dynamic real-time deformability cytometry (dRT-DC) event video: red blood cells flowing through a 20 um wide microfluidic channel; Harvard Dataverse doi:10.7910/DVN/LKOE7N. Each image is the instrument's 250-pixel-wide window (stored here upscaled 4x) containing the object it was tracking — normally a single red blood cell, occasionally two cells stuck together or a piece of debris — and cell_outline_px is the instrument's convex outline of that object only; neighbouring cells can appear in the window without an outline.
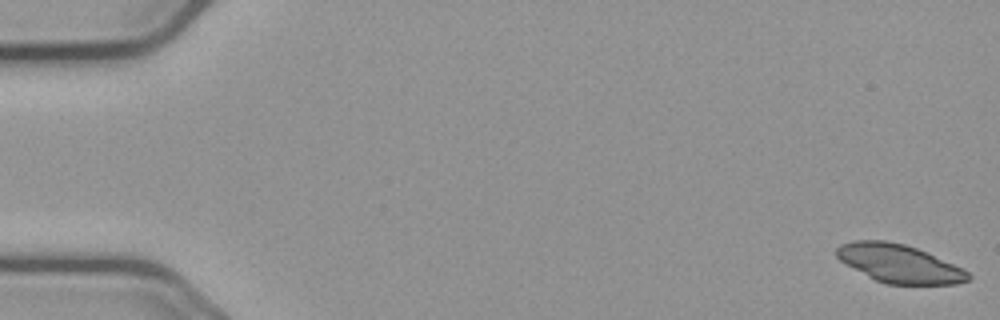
{"species": "common noctule bat (a hibernating species)", "species_latin": "Nyctalus noctula", "temperature_condition": "cold", "stored_images_in_passage": 56, "camera_frame_rate_fps": 3000, "um_per_image_px": 0.085, "animal": {"sex": "male", "body_mass_g": 23.1, "forearm_length_mm": 52.7}, "frame": {"image": 1, "passage_image": 1, "time_ms": 0.0, "image_size_px": [1000, 320], "cell_outline_px": [[972, 276], [968, 280], [956, 284], [884, 284], [844, 264], [836, 256], [836, 248], [840, 244], [856, 240], [884, 240], [904, 244], [916, 248], [952, 264], [968, 272]], "centroid_in_image_um": [76.37, 22.4], "position_along_channel_um": 8.6, "area_um2": 29.02}}
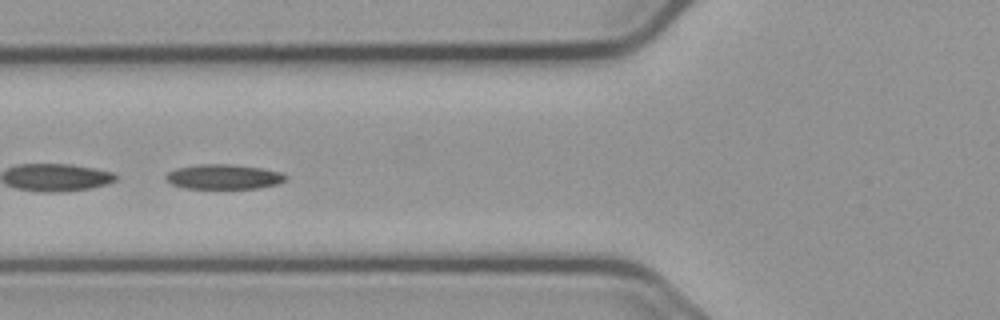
{"frame": {"image": 2, "passage_image": 22, "time_ms": 7.0, "image_size_px": [1000, 320], "cell_outline_px": [[288, 176], [284, 180], [276, 184], [256, 188], [184, 188], [172, 184], [164, 176], [168, 172], [176, 168], [196, 164], [232, 164], [264, 168], [280, 172]], "centroid_in_image_um": [19.0, 15.01], "position_along_channel_um": 106.8, "area_um2": 17.28}}
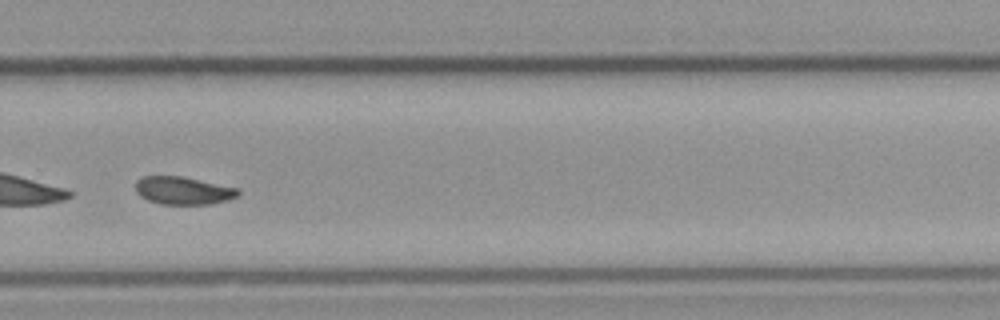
{"frame": {"image": 3, "passage_image": 39, "time_ms": 12.667, "image_size_px": [1000, 320], "cell_outline_px": [[240, 196], [228, 200], [208, 204], [160, 204], [148, 200], [140, 196], [136, 192], [136, 180], [140, 176], [180, 176], [240, 188]], "centroid_in_image_um": [15.58, 16.19], "position_along_channel_um": 314.2, "area_um2": 16.76}}